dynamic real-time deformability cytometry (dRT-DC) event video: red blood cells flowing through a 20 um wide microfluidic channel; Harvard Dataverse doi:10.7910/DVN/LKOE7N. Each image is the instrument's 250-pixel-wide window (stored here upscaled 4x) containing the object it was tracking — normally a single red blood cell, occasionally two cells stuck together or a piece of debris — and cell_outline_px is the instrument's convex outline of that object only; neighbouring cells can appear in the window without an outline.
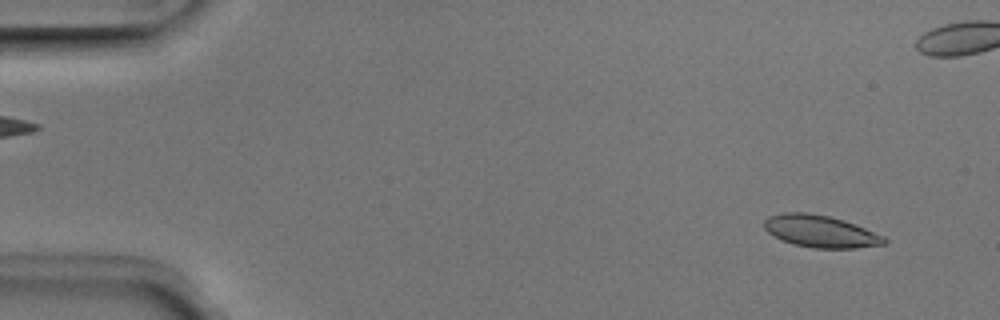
{"species": "Egyptian fruit bat (a non-hibernating species)", "species_latin": "Rousettus aegyptiacus", "temperature_condition": "room temperature", "stored_images_in_passage": 49, "camera_frame_rate_fps": 3000, "um_per_image_px": 0.085, "animal": {"sex": "male"}, "frame": {"image": 1, "passage_image": 1, "time_ms": 0.0, "image_size_px": [1000, 320], "cell_outline_px": [[888, 244], [856, 248], [812, 248], [780, 240], [768, 232], [764, 228], [764, 220], [768, 216], [784, 212], [808, 212], [828, 216], [844, 220], [884, 236], [888, 240]], "centroid_in_image_um": [69.74, 19.66], "position_along_channel_um": 15.3, "area_um2": 22.54}}
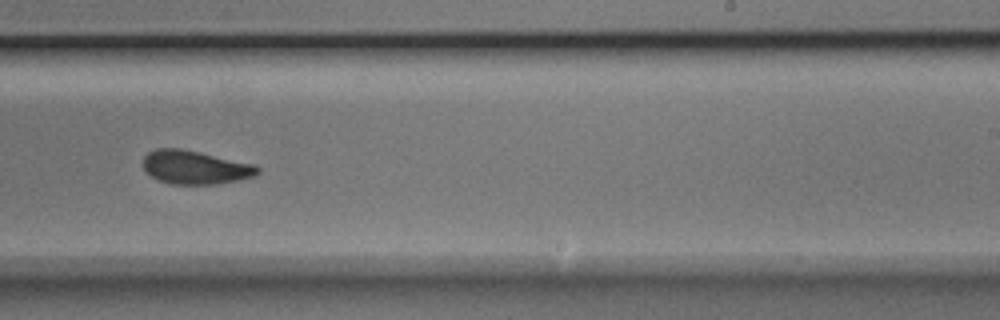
{"frame": {"image": 2, "passage_image": 29, "time_ms": 9.333, "image_size_px": [1000, 320], "cell_outline_px": [[260, 172], [256, 176], [216, 184], [172, 184], [160, 180], [152, 176], [144, 168], [144, 156], [148, 152], [156, 148], [180, 148], [200, 152], [256, 164], [260, 168]], "centroid_in_image_um": [16.63, 14.21], "position_along_channel_um": 272.4, "area_um2": 22.37}}
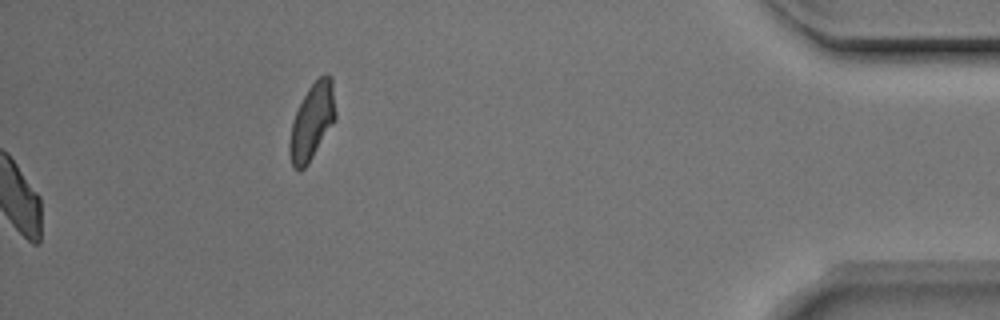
{"frame": {"image": 3, "passage_image": 49, "time_ms": 16.0, "image_size_px": [1000, 320], "cell_outline_px": [[336, 120], [308, 164], [300, 172], [292, 168], [288, 152], [288, 144], [292, 120], [308, 88], [320, 76], [328, 72], [332, 76], [336, 112]], "centroid_in_image_um": [26.52, 10.36], "position_along_channel_um": 408.7, "area_um2": 20.81}, "authors_computed_cell_mechanics": {"area_um2": 22.6576, "velocity_mm_per_s": 3.9569, "shape_relaxation_time_tau1_ms": 3.1914, "shape_relaxation_time_tau2_ms": 1.7525, "deformation_change_tau1": 0.1166, "deformation_change_tau2": 0.0759}}